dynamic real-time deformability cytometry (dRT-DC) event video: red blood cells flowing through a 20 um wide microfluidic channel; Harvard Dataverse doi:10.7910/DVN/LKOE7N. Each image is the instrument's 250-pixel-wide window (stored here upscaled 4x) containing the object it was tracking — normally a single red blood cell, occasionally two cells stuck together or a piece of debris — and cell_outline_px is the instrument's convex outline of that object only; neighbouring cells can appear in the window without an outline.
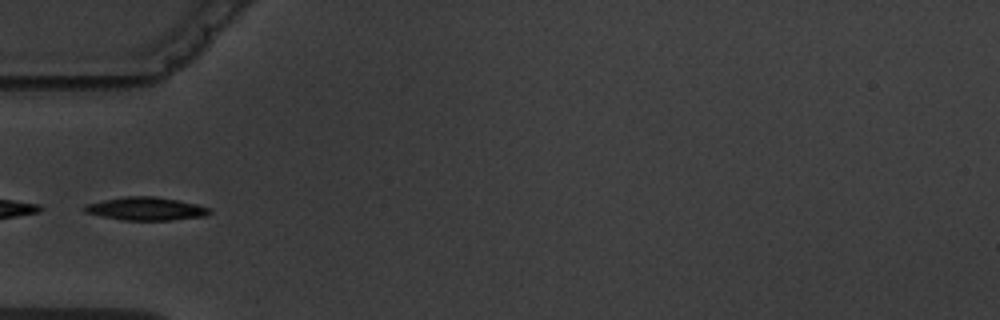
{"species": "common noctule bat (a hibernating species)", "species_latin": "Nyctalus noctula", "temperature_condition": "warm", "stored_images_in_passage": 15, "camera_frame_rate_fps": 3000, "um_per_image_px": 0.085, "animal": {"sex": "male", "body_mass_g": 19.5, "forearm_length_mm": 54.6}, "frame": {"image": 1, "passage_image": 5, "time_ms": 5.667, "image_size_px": [1000, 320], "cell_outline_px": [[212, 212], [208, 216], [172, 220], [124, 220], [84, 212], [80, 208], [84, 204], [124, 196], [152, 196], [176, 200], [196, 204], [208, 208]], "centroid_in_image_um": [12.38, 17.74], "position_along_channel_um": 72.6, "area_um2": 16.82}}
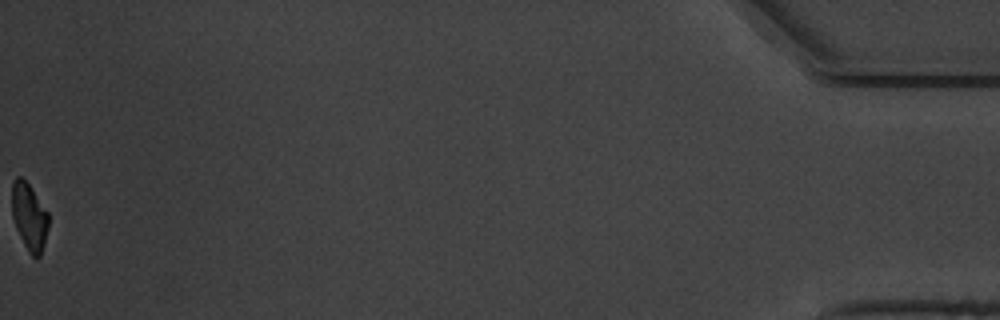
{"frame": {"image": 2, "passage_image": 15, "time_ms": 18.333, "image_size_px": [1000, 320], "cell_outline_px": [[48, 228], [44, 244], [40, 256], [36, 260], [28, 252], [16, 228], [12, 216], [12, 184], [16, 176], [20, 176], [28, 184], [48, 212]], "centroid_in_image_um": [2.48, 18.45], "position_along_channel_um": 432.7, "area_um2": 14.22}, "authors_computed_cell_mechanics": {"area_um2": 17.1088, "velocity_mm_per_s": 3.6142, "shape_relaxation_time_tau1_ms": 1.7605, "shape_relaxation_time_tau2_ms": null, "deformation_change_tau1": 0.1194, "deformation_change_tau2": null}}